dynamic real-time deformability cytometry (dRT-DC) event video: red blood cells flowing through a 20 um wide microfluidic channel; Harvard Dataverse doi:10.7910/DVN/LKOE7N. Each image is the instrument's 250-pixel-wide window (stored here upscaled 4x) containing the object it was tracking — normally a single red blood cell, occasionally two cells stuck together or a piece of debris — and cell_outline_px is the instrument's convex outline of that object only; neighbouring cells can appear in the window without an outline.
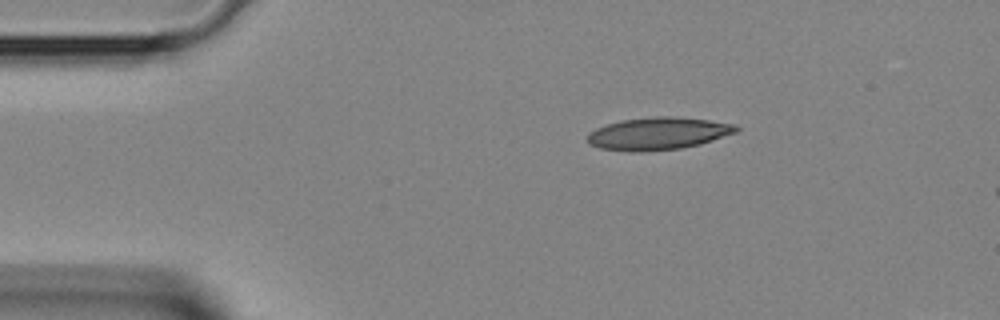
{"species": "Egyptian fruit bat (a non-hibernating species)", "species_latin": "Rousettus aegyptiacus", "temperature_condition": "room temperature", "stored_images_in_passage": 3, "camera_frame_rate_fps": 3000, "um_per_image_px": 0.085, "animal": {"sex": "female"}, "frame": {"image": 1, "passage_image": 1, "time_ms": 0.0, "image_size_px": [1000, 320], "cell_outline_px": [[740, 128], [736, 132], [700, 144], [680, 148], [640, 152], [628, 152], [600, 148], [588, 144], [588, 136], [596, 128], [620, 120], [652, 116], [668, 116], [708, 120], [736, 124]], "centroid_in_image_um": [55.93, 11.35], "position_along_channel_um": 29.1, "area_um2": 28.03}}